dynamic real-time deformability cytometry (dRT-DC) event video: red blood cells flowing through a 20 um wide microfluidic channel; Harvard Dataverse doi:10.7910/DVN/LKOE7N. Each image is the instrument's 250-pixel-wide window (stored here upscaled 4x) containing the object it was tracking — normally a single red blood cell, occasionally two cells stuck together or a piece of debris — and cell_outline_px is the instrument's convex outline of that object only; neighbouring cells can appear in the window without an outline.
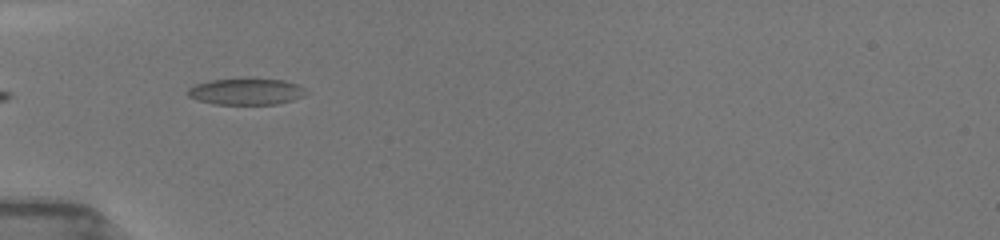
{"species": "common noctule bat (a hibernating species)", "species_latin": "Nyctalus noctula", "temperature_condition": "room temperature", "stored_images_in_passage": 17, "camera_frame_rate_fps": 3000, "um_per_image_px": 0.085, "animal": {"sex": "female", "body_mass_g": 19.5, "forearm_length_mm": 54.1}, "frame": {"image": 1, "passage_image": 2, "time_ms": 0.333, "image_size_px": [1000, 240], "cell_outline_px": [[308, 92], [304, 96], [292, 100], [276, 104], [216, 104], [200, 100], [188, 96], [188, 88], [196, 84], [212, 80], [252, 76], [284, 80], [296, 84], [304, 88]], "centroid_in_image_um": [20.97, 7.74], "position_along_channel_um": 64.0, "area_um2": 18.67}}
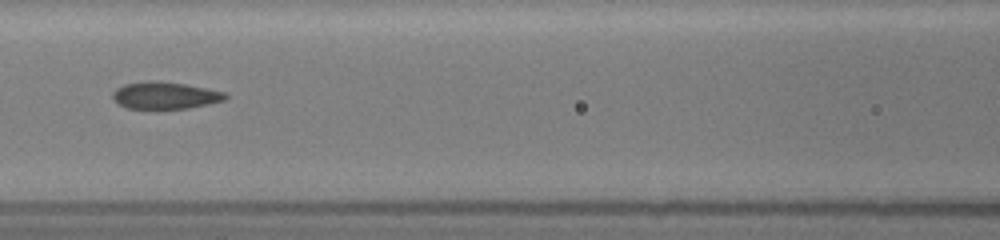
{"frame": {"image": 2, "passage_image": 11, "time_ms": 2.667, "image_size_px": [1000, 240], "cell_outline_px": [[228, 96], [224, 100], [208, 104], [188, 108], [128, 108], [112, 100], [112, 92], [116, 88], [124, 84], [152, 80], [160, 80], [184, 84], [228, 92]], "centroid_in_image_um": [14.03, 8.09], "position_along_channel_um": 152.6, "area_um2": 17.8}}
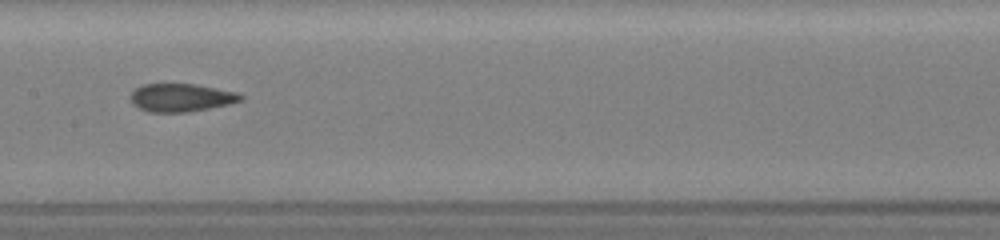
{"frame": {"image": 3, "passage_image": 16, "time_ms": 3.667, "image_size_px": [1000, 240], "cell_outline_px": [[244, 100], [228, 104], [208, 108], [184, 112], [148, 112], [132, 104], [132, 92], [140, 84], [196, 84], [236, 92], [244, 96]], "centroid_in_image_um": [15.4, 8.29], "position_along_channel_um": 192.0, "area_um2": 17.86}}